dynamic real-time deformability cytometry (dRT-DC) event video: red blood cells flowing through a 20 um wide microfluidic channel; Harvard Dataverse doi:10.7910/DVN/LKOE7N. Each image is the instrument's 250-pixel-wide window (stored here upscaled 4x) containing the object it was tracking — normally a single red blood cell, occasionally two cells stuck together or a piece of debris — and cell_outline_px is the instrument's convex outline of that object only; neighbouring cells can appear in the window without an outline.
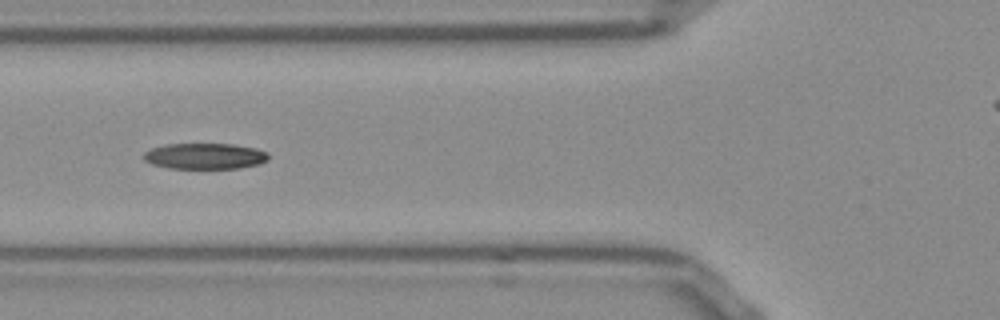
{"species": "Egyptian fruit bat (a non-hibernating species)", "species_latin": "Rousettus aegyptiacus", "temperature_condition": "room temperature", "stored_images_in_passage": 18, "camera_frame_rate_fps": 3000, "um_per_image_px": 0.085, "frame": {"image": 1, "passage_image": 6, "time_ms": 1.667, "image_size_px": [1000, 320], "cell_outline_px": [[268, 160], [260, 164], [240, 168], [168, 168], [152, 164], [144, 160], [144, 152], [152, 148], [168, 144], [232, 144], [256, 148], [268, 152]], "centroid_in_image_um": [17.44, 13.27], "position_along_channel_um": 108.4, "area_um2": 18.84}}
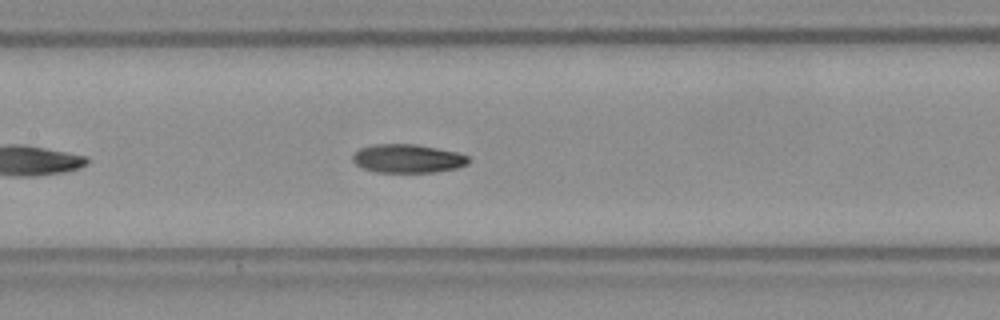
{"frame": {"image": 2, "passage_image": 11, "time_ms": 3.333, "image_size_px": [1000, 320], "cell_outline_px": [[468, 164], [456, 168], [436, 172], [376, 172], [364, 168], [356, 164], [352, 160], [352, 156], [360, 148], [372, 144], [416, 144], [456, 152], [468, 156]], "centroid_in_image_um": [34.64, 13.47], "position_along_channel_um": 172.8, "area_um2": 19.19}}